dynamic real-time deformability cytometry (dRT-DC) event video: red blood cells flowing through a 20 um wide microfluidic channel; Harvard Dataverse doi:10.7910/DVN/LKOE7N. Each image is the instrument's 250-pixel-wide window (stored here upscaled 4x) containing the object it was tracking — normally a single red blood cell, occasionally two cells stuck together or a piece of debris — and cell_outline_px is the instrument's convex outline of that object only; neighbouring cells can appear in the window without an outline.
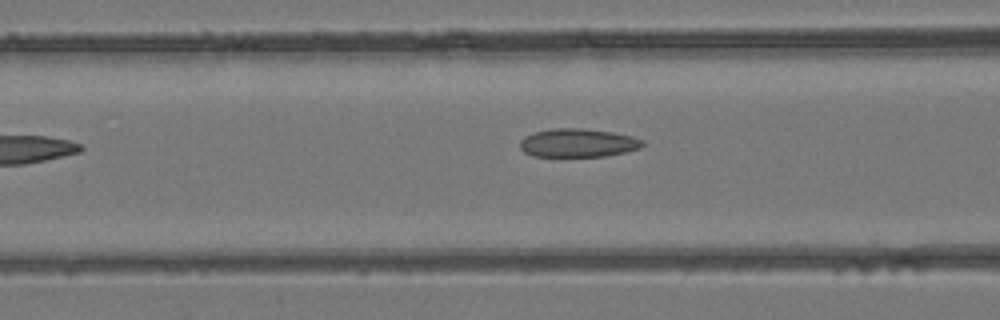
{"species": "common noctule bat (a hibernating species)", "species_latin": "Nyctalus noctula", "temperature_condition": "room temperature", "stored_images_in_passage": 5, "camera_frame_rate_fps": 3000, "um_per_image_px": 0.085, "animal": {"sex": "female", "body_mass_g": 24.6, "forearm_length_mm": 56.2}, "frame": {"image": 1, "passage_image": 4, "time_ms": 4.333, "image_size_px": [1000, 320], "cell_outline_px": [[644, 144], [640, 148], [624, 152], [604, 156], [532, 156], [524, 152], [520, 148], [520, 140], [524, 136], [536, 132], [552, 128], [584, 128], [612, 132], [632, 136], [644, 140]], "centroid_in_image_um": [49.12, 12.14], "position_along_channel_um": 117.5, "area_um2": 20.35}}